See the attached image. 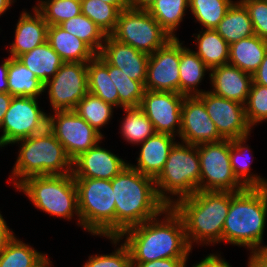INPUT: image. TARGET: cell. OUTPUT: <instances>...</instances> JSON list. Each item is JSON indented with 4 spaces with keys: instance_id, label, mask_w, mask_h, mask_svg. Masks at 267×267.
Here are the masks:
<instances>
[{
    "instance_id": "cell-33",
    "label": "cell",
    "mask_w": 267,
    "mask_h": 267,
    "mask_svg": "<svg viewBox=\"0 0 267 267\" xmlns=\"http://www.w3.org/2000/svg\"><path fill=\"white\" fill-rule=\"evenodd\" d=\"M124 119L120 133L129 144L139 145L156 132L152 122L145 115L140 107L123 108Z\"/></svg>"
},
{
    "instance_id": "cell-49",
    "label": "cell",
    "mask_w": 267,
    "mask_h": 267,
    "mask_svg": "<svg viewBox=\"0 0 267 267\" xmlns=\"http://www.w3.org/2000/svg\"><path fill=\"white\" fill-rule=\"evenodd\" d=\"M13 96L8 92H0V127L2 125L5 113L10 107Z\"/></svg>"
},
{
    "instance_id": "cell-4",
    "label": "cell",
    "mask_w": 267,
    "mask_h": 267,
    "mask_svg": "<svg viewBox=\"0 0 267 267\" xmlns=\"http://www.w3.org/2000/svg\"><path fill=\"white\" fill-rule=\"evenodd\" d=\"M230 206V191H197L173 206L182 218L186 239L192 245L222 243L223 225Z\"/></svg>"
},
{
    "instance_id": "cell-47",
    "label": "cell",
    "mask_w": 267,
    "mask_h": 267,
    "mask_svg": "<svg viewBox=\"0 0 267 267\" xmlns=\"http://www.w3.org/2000/svg\"><path fill=\"white\" fill-rule=\"evenodd\" d=\"M252 80L255 84L267 86V51L258 70L252 75Z\"/></svg>"
},
{
    "instance_id": "cell-45",
    "label": "cell",
    "mask_w": 267,
    "mask_h": 267,
    "mask_svg": "<svg viewBox=\"0 0 267 267\" xmlns=\"http://www.w3.org/2000/svg\"><path fill=\"white\" fill-rule=\"evenodd\" d=\"M210 253L200 262L192 265V267H232L220 254ZM187 267V264H185Z\"/></svg>"
},
{
    "instance_id": "cell-21",
    "label": "cell",
    "mask_w": 267,
    "mask_h": 267,
    "mask_svg": "<svg viewBox=\"0 0 267 267\" xmlns=\"http://www.w3.org/2000/svg\"><path fill=\"white\" fill-rule=\"evenodd\" d=\"M48 24L42 14L33 9V13L26 9L21 12L15 28V38L9 45V55L12 58H18L37 46L47 41Z\"/></svg>"
},
{
    "instance_id": "cell-38",
    "label": "cell",
    "mask_w": 267,
    "mask_h": 267,
    "mask_svg": "<svg viewBox=\"0 0 267 267\" xmlns=\"http://www.w3.org/2000/svg\"><path fill=\"white\" fill-rule=\"evenodd\" d=\"M44 255L15 236L0 254V267H33Z\"/></svg>"
},
{
    "instance_id": "cell-29",
    "label": "cell",
    "mask_w": 267,
    "mask_h": 267,
    "mask_svg": "<svg viewBox=\"0 0 267 267\" xmlns=\"http://www.w3.org/2000/svg\"><path fill=\"white\" fill-rule=\"evenodd\" d=\"M17 59L30 69L43 84L51 79L64 63L47 41L20 55Z\"/></svg>"
},
{
    "instance_id": "cell-54",
    "label": "cell",
    "mask_w": 267,
    "mask_h": 267,
    "mask_svg": "<svg viewBox=\"0 0 267 267\" xmlns=\"http://www.w3.org/2000/svg\"><path fill=\"white\" fill-rule=\"evenodd\" d=\"M13 3V0H0V16L6 13Z\"/></svg>"
},
{
    "instance_id": "cell-27",
    "label": "cell",
    "mask_w": 267,
    "mask_h": 267,
    "mask_svg": "<svg viewBox=\"0 0 267 267\" xmlns=\"http://www.w3.org/2000/svg\"><path fill=\"white\" fill-rule=\"evenodd\" d=\"M88 92L114 107H119L118 91L109 76V63L100 55L87 62Z\"/></svg>"
},
{
    "instance_id": "cell-36",
    "label": "cell",
    "mask_w": 267,
    "mask_h": 267,
    "mask_svg": "<svg viewBox=\"0 0 267 267\" xmlns=\"http://www.w3.org/2000/svg\"><path fill=\"white\" fill-rule=\"evenodd\" d=\"M233 0H189V11L194 22H198L202 29H215L233 4Z\"/></svg>"
},
{
    "instance_id": "cell-52",
    "label": "cell",
    "mask_w": 267,
    "mask_h": 267,
    "mask_svg": "<svg viewBox=\"0 0 267 267\" xmlns=\"http://www.w3.org/2000/svg\"><path fill=\"white\" fill-rule=\"evenodd\" d=\"M101 1L114 5L119 11H123L124 9L129 7L128 0H101Z\"/></svg>"
},
{
    "instance_id": "cell-7",
    "label": "cell",
    "mask_w": 267,
    "mask_h": 267,
    "mask_svg": "<svg viewBox=\"0 0 267 267\" xmlns=\"http://www.w3.org/2000/svg\"><path fill=\"white\" fill-rule=\"evenodd\" d=\"M16 189L24 193L35 208L68 221L76 216V224L81 226L77 187L72 173L31 176Z\"/></svg>"
},
{
    "instance_id": "cell-53",
    "label": "cell",
    "mask_w": 267,
    "mask_h": 267,
    "mask_svg": "<svg viewBox=\"0 0 267 267\" xmlns=\"http://www.w3.org/2000/svg\"><path fill=\"white\" fill-rule=\"evenodd\" d=\"M46 256V254L38 260L33 267H52V261Z\"/></svg>"
},
{
    "instance_id": "cell-22",
    "label": "cell",
    "mask_w": 267,
    "mask_h": 267,
    "mask_svg": "<svg viewBox=\"0 0 267 267\" xmlns=\"http://www.w3.org/2000/svg\"><path fill=\"white\" fill-rule=\"evenodd\" d=\"M174 136L169 134L155 133L141 144L137 165H129L141 174L156 178L163 170L169 152L175 141Z\"/></svg>"
},
{
    "instance_id": "cell-16",
    "label": "cell",
    "mask_w": 267,
    "mask_h": 267,
    "mask_svg": "<svg viewBox=\"0 0 267 267\" xmlns=\"http://www.w3.org/2000/svg\"><path fill=\"white\" fill-rule=\"evenodd\" d=\"M198 97L204 102L209 117L224 139H234L251 134V128L245 117L244 105L205 91Z\"/></svg>"
},
{
    "instance_id": "cell-3",
    "label": "cell",
    "mask_w": 267,
    "mask_h": 267,
    "mask_svg": "<svg viewBox=\"0 0 267 267\" xmlns=\"http://www.w3.org/2000/svg\"><path fill=\"white\" fill-rule=\"evenodd\" d=\"M266 218L267 187L230 192L222 242L245 247L250 253L267 250V245H263Z\"/></svg>"
},
{
    "instance_id": "cell-48",
    "label": "cell",
    "mask_w": 267,
    "mask_h": 267,
    "mask_svg": "<svg viewBox=\"0 0 267 267\" xmlns=\"http://www.w3.org/2000/svg\"><path fill=\"white\" fill-rule=\"evenodd\" d=\"M247 267H267V250L250 253Z\"/></svg>"
},
{
    "instance_id": "cell-40",
    "label": "cell",
    "mask_w": 267,
    "mask_h": 267,
    "mask_svg": "<svg viewBox=\"0 0 267 267\" xmlns=\"http://www.w3.org/2000/svg\"><path fill=\"white\" fill-rule=\"evenodd\" d=\"M81 12L106 35H110L116 27L120 11L114 5L101 0H81Z\"/></svg>"
},
{
    "instance_id": "cell-20",
    "label": "cell",
    "mask_w": 267,
    "mask_h": 267,
    "mask_svg": "<svg viewBox=\"0 0 267 267\" xmlns=\"http://www.w3.org/2000/svg\"><path fill=\"white\" fill-rule=\"evenodd\" d=\"M209 79L214 95L246 103L252 84V75L238 67L225 64L210 69ZM212 90V91H211Z\"/></svg>"
},
{
    "instance_id": "cell-2",
    "label": "cell",
    "mask_w": 267,
    "mask_h": 267,
    "mask_svg": "<svg viewBox=\"0 0 267 267\" xmlns=\"http://www.w3.org/2000/svg\"><path fill=\"white\" fill-rule=\"evenodd\" d=\"M115 199V237L160 216L168 207L158 196L154 178L129 164L111 180Z\"/></svg>"
},
{
    "instance_id": "cell-34",
    "label": "cell",
    "mask_w": 267,
    "mask_h": 267,
    "mask_svg": "<svg viewBox=\"0 0 267 267\" xmlns=\"http://www.w3.org/2000/svg\"><path fill=\"white\" fill-rule=\"evenodd\" d=\"M59 26L85 42L97 55L100 54L107 35L84 14L72 17Z\"/></svg>"
},
{
    "instance_id": "cell-1",
    "label": "cell",
    "mask_w": 267,
    "mask_h": 267,
    "mask_svg": "<svg viewBox=\"0 0 267 267\" xmlns=\"http://www.w3.org/2000/svg\"><path fill=\"white\" fill-rule=\"evenodd\" d=\"M106 238L115 247L125 238L123 241L130 250L132 263L188 258L192 252L182 218L172 207H167L160 216L128 228L119 237Z\"/></svg>"
},
{
    "instance_id": "cell-26",
    "label": "cell",
    "mask_w": 267,
    "mask_h": 267,
    "mask_svg": "<svg viewBox=\"0 0 267 267\" xmlns=\"http://www.w3.org/2000/svg\"><path fill=\"white\" fill-rule=\"evenodd\" d=\"M249 136L250 135L234 138L232 140L229 139L230 163L234 175L246 188H266L267 179L261 177V175L250 172L252 161H250L251 158L249 157L253 155L248 154L251 148L249 145L245 144Z\"/></svg>"
},
{
    "instance_id": "cell-5",
    "label": "cell",
    "mask_w": 267,
    "mask_h": 267,
    "mask_svg": "<svg viewBox=\"0 0 267 267\" xmlns=\"http://www.w3.org/2000/svg\"><path fill=\"white\" fill-rule=\"evenodd\" d=\"M15 143L20 144V147L11 176H9L15 188L31 176L72 173V159L48 128L13 144Z\"/></svg>"
},
{
    "instance_id": "cell-46",
    "label": "cell",
    "mask_w": 267,
    "mask_h": 267,
    "mask_svg": "<svg viewBox=\"0 0 267 267\" xmlns=\"http://www.w3.org/2000/svg\"><path fill=\"white\" fill-rule=\"evenodd\" d=\"M15 233L7 225L0 212V254L5 250L7 244L15 237Z\"/></svg>"
},
{
    "instance_id": "cell-50",
    "label": "cell",
    "mask_w": 267,
    "mask_h": 267,
    "mask_svg": "<svg viewBox=\"0 0 267 267\" xmlns=\"http://www.w3.org/2000/svg\"><path fill=\"white\" fill-rule=\"evenodd\" d=\"M8 57L0 65V92H8Z\"/></svg>"
},
{
    "instance_id": "cell-6",
    "label": "cell",
    "mask_w": 267,
    "mask_h": 267,
    "mask_svg": "<svg viewBox=\"0 0 267 267\" xmlns=\"http://www.w3.org/2000/svg\"><path fill=\"white\" fill-rule=\"evenodd\" d=\"M200 174L198 145L176 142L163 170L154 179L158 196L168 207L173 206L200 191Z\"/></svg>"
},
{
    "instance_id": "cell-23",
    "label": "cell",
    "mask_w": 267,
    "mask_h": 267,
    "mask_svg": "<svg viewBox=\"0 0 267 267\" xmlns=\"http://www.w3.org/2000/svg\"><path fill=\"white\" fill-rule=\"evenodd\" d=\"M47 42L64 62H88L97 55L85 42L59 25L48 26Z\"/></svg>"
},
{
    "instance_id": "cell-42",
    "label": "cell",
    "mask_w": 267,
    "mask_h": 267,
    "mask_svg": "<svg viewBox=\"0 0 267 267\" xmlns=\"http://www.w3.org/2000/svg\"><path fill=\"white\" fill-rule=\"evenodd\" d=\"M119 246L110 254L88 256L89 258L83 267H132L128 246L125 243H121Z\"/></svg>"
},
{
    "instance_id": "cell-30",
    "label": "cell",
    "mask_w": 267,
    "mask_h": 267,
    "mask_svg": "<svg viewBox=\"0 0 267 267\" xmlns=\"http://www.w3.org/2000/svg\"><path fill=\"white\" fill-rule=\"evenodd\" d=\"M8 93L13 97L38 98L44 93V84L17 58L8 57Z\"/></svg>"
},
{
    "instance_id": "cell-35",
    "label": "cell",
    "mask_w": 267,
    "mask_h": 267,
    "mask_svg": "<svg viewBox=\"0 0 267 267\" xmlns=\"http://www.w3.org/2000/svg\"><path fill=\"white\" fill-rule=\"evenodd\" d=\"M113 109L114 106L88 92L78 102L74 111L104 137L101 129L111 121Z\"/></svg>"
},
{
    "instance_id": "cell-14",
    "label": "cell",
    "mask_w": 267,
    "mask_h": 267,
    "mask_svg": "<svg viewBox=\"0 0 267 267\" xmlns=\"http://www.w3.org/2000/svg\"><path fill=\"white\" fill-rule=\"evenodd\" d=\"M184 97L176 92L145 90L139 107L152 122L156 133L179 138Z\"/></svg>"
},
{
    "instance_id": "cell-11",
    "label": "cell",
    "mask_w": 267,
    "mask_h": 267,
    "mask_svg": "<svg viewBox=\"0 0 267 267\" xmlns=\"http://www.w3.org/2000/svg\"><path fill=\"white\" fill-rule=\"evenodd\" d=\"M38 98L13 97L0 131V148L41 133L47 128L48 114L40 108Z\"/></svg>"
},
{
    "instance_id": "cell-17",
    "label": "cell",
    "mask_w": 267,
    "mask_h": 267,
    "mask_svg": "<svg viewBox=\"0 0 267 267\" xmlns=\"http://www.w3.org/2000/svg\"><path fill=\"white\" fill-rule=\"evenodd\" d=\"M179 138L181 142L195 146L224 139L198 96L184 97Z\"/></svg>"
},
{
    "instance_id": "cell-8",
    "label": "cell",
    "mask_w": 267,
    "mask_h": 267,
    "mask_svg": "<svg viewBox=\"0 0 267 267\" xmlns=\"http://www.w3.org/2000/svg\"><path fill=\"white\" fill-rule=\"evenodd\" d=\"M81 227L89 234L115 237V199L111 180L74 178Z\"/></svg>"
},
{
    "instance_id": "cell-25",
    "label": "cell",
    "mask_w": 267,
    "mask_h": 267,
    "mask_svg": "<svg viewBox=\"0 0 267 267\" xmlns=\"http://www.w3.org/2000/svg\"><path fill=\"white\" fill-rule=\"evenodd\" d=\"M210 69L196 55L194 50L183 46L180 41V63H179V94L184 96H198L205 92L203 89H198L201 85L206 72Z\"/></svg>"
},
{
    "instance_id": "cell-15",
    "label": "cell",
    "mask_w": 267,
    "mask_h": 267,
    "mask_svg": "<svg viewBox=\"0 0 267 267\" xmlns=\"http://www.w3.org/2000/svg\"><path fill=\"white\" fill-rule=\"evenodd\" d=\"M180 41L171 38L149 55L145 90L179 93Z\"/></svg>"
},
{
    "instance_id": "cell-32",
    "label": "cell",
    "mask_w": 267,
    "mask_h": 267,
    "mask_svg": "<svg viewBox=\"0 0 267 267\" xmlns=\"http://www.w3.org/2000/svg\"><path fill=\"white\" fill-rule=\"evenodd\" d=\"M187 9L189 0H156L148 12L171 38H177L175 32L186 16Z\"/></svg>"
},
{
    "instance_id": "cell-37",
    "label": "cell",
    "mask_w": 267,
    "mask_h": 267,
    "mask_svg": "<svg viewBox=\"0 0 267 267\" xmlns=\"http://www.w3.org/2000/svg\"><path fill=\"white\" fill-rule=\"evenodd\" d=\"M109 76L119 96V108L139 107L145 92L144 85L129 78L122 70L109 64Z\"/></svg>"
},
{
    "instance_id": "cell-19",
    "label": "cell",
    "mask_w": 267,
    "mask_h": 267,
    "mask_svg": "<svg viewBox=\"0 0 267 267\" xmlns=\"http://www.w3.org/2000/svg\"><path fill=\"white\" fill-rule=\"evenodd\" d=\"M100 55L111 65L119 68L129 78L146 81L149 55L107 35Z\"/></svg>"
},
{
    "instance_id": "cell-51",
    "label": "cell",
    "mask_w": 267,
    "mask_h": 267,
    "mask_svg": "<svg viewBox=\"0 0 267 267\" xmlns=\"http://www.w3.org/2000/svg\"><path fill=\"white\" fill-rule=\"evenodd\" d=\"M156 0H128L129 8L149 10Z\"/></svg>"
},
{
    "instance_id": "cell-39",
    "label": "cell",
    "mask_w": 267,
    "mask_h": 267,
    "mask_svg": "<svg viewBox=\"0 0 267 267\" xmlns=\"http://www.w3.org/2000/svg\"><path fill=\"white\" fill-rule=\"evenodd\" d=\"M32 9H37L49 26L59 25L82 13L81 0H39Z\"/></svg>"
},
{
    "instance_id": "cell-43",
    "label": "cell",
    "mask_w": 267,
    "mask_h": 267,
    "mask_svg": "<svg viewBox=\"0 0 267 267\" xmlns=\"http://www.w3.org/2000/svg\"><path fill=\"white\" fill-rule=\"evenodd\" d=\"M246 7L252 22L254 34L267 40V1L240 0Z\"/></svg>"
},
{
    "instance_id": "cell-24",
    "label": "cell",
    "mask_w": 267,
    "mask_h": 267,
    "mask_svg": "<svg viewBox=\"0 0 267 267\" xmlns=\"http://www.w3.org/2000/svg\"><path fill=\"white\" fill-rule=\"evenodd\" d=\"M266 51L267 40L254 34L229 46L228 64L253 75L262 63Z\"/></svg>"
},
{
    "instance_id": "cell-18",
    "label": "cell",
    "mask_w": 267,
    "mask_h": 267,
    "mask_svg": "<svg viewBox=\"0 0 267 267\" xmlns=\"http://www.w3.org/2000/svg\"><path fill=\"white\" fill-rule=\"evenodd\" d=\"M125 161L98 143L73 160L72 174L74 178L112 180L129 164Z\"/></svg>"
},
{
    "instance_id": "cell-9",
    "label": "cell",
    "mask_w": 267,
    "mask_h": 267,
    "mask_svg": "<svg viewBox=\"0 0 267 267\" xmlns=\"http://www.w3.org/2000/svg\"><path fill=\"white\" fill-rule=\"evenodd\" d=\"M110 35L148 55L153 54L171 39L148 10L129 7L119 12L116 27Z\"/></svg>"
},
{
    "instance_id": "cell-28",
    "label": "cell",
    "mask_w": 267,
    "mask_h": 267,
    "mask_svg": "<svg viewBox=\"0 0 267 267\" xmlns=\"http://www.w3.org/2000/svg\"><path fill=\"white\" fill-rule=\"evenodd\" d=\"M215 30L229 45L254 35L249 13L240 0L233 2Z\"/></svg>"
},
{
    "instance_id": "cell-41",
    "label": "cell",
    "mask_w": 267,
    "mask_h": 267,
    "mask_svg": "<svg viewBox=\"0 0 267 267\" xmlns=\"http://www.w3.org/2000/svg\"><path fill=\"white\" fill-rule=\"evenodd\" d=\"M247 123L252 128L267 121V86L252 81L249 95L244 104Z\"/></svg>"
},
{
    "instance_id": "cell-44",
    "label": "cell",
    "mask_w": 267,
    "mask_h": 267,
    "mask_svg": "<svg viewBox=\"0 0 267 267\" xmlns=\"http://www.w3.org/2000/svg\"><path fill=\"white\" fill-rule=\"evenodd\" d=\"M188 258H164L146 263H132V267H185Z\"/></svg>"
},
{
    "instance_id": "cell-31",
    "label": "cell",
    "mask_w": 267,
    "mask_h": 267,
    "mask_svg": "<svg viewBox=\"0 0 267 267\" xmlns=\"http://www.w3.org/2000/svg\"><path fill=\"white\" fill-rule=\"evenodd\" d=\"M196 35V55L212 69L217 66L228 64L229 44L218 34L215 29H201Z\"/></svg>"
},
{
    "instance_id": "cell-10",
    "label": "cell",
    "mask_w": 267,
    "mask_h": 267,
    "mask_svg": "<svg viewBox=\"0 0 267 267\" xmlns=\"http://www.w3.org/2000/svg\"><path fill=\"white\" fill-rule=\"evenodd\" d=\"M200 191L239 192L246 187L234 175L229 156V139L198 145Z\"/></svg>"
},
{
    "instance_id": "cell-13",
    "label": "cell",
    "mask_w": 267,
    "mask_h": 267,
    "mask_svg": "<svg viewBox=\"0 0 267 267\" xmlns=\"http://www.w3.org/2000/svg\"><path fill=\"white\" fill-rule=\"evenodd\" d=\"M43 90L53 111L75 110L88 93L87 62H64Z\"/></svg>"
},
{
    "instance_id": "cell-12",
    "label": "cell",
    "mask_w": 267,
    "mask_h": 267,
    "mask_svg": "<svg viewBox=\"0 0 267 267\" xmlns=\"http://www.w3.org/2000/svg\"><path fill=\"white\" fill-rule=\"evenodd\" d=\"M52 112L48 115L47 128L63 145L72 161L98 143L101 144L104 137L74 110Z\"/></svg>"
}]
</instances>
